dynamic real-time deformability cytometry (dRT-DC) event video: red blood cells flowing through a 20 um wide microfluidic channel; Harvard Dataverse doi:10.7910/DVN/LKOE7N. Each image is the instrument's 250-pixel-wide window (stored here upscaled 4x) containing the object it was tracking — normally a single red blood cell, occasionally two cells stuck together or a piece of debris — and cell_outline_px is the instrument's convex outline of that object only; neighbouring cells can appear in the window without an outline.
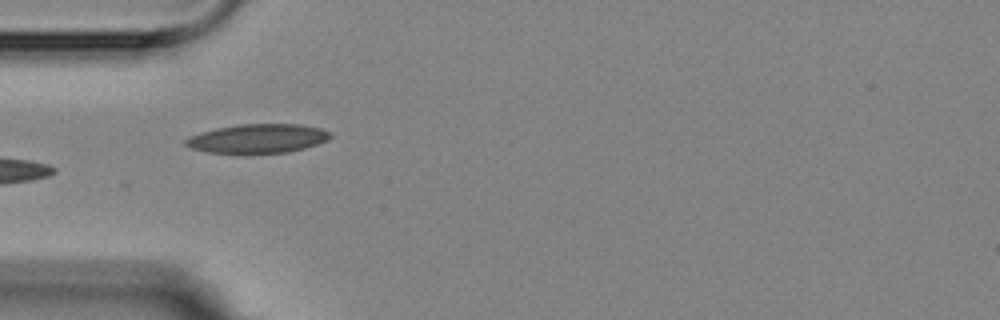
{"species": "Egyptian fruit bat (a non-hibernating species)", "species_latin": "Rousettus aegyptiacus", "temperature_condition": "room temperature", "stored_images_in_passage": 6, "camera_frame_rate_fps": 3000, "um_per_image_px": 0.085, "animal": {"sex": "female"}, "frame": {"image": 1, "passage_image": 4, "time_ms": 4.333, "image_size_px": [1000, 320], "cell_outline_px": [[332, 136], [328, 140], [304, 148], [288, 152], [252, 156], [248, 156], [208, 152], [188, 148], [184, 144], [184, 140], [188, 136], [200, 132], [216, 128], [236, 124], [300, 124], [320, 128], [332, 132]], "centroid_in_image_um": [21.85, 11.81], "position_along_channel_um": 63.1, "area_um2": 25.61}}
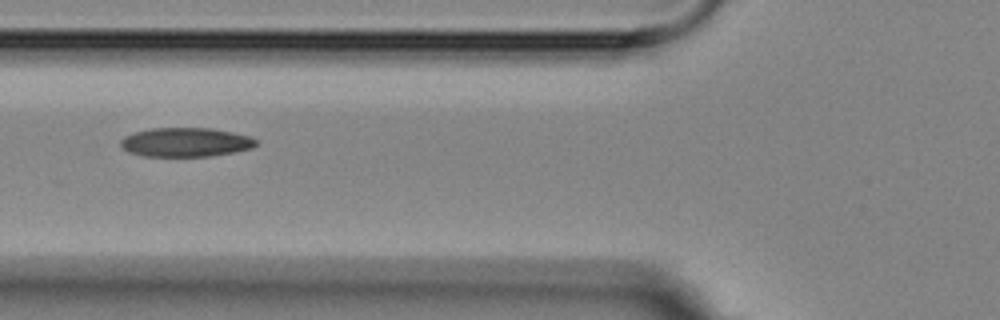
{"frame": {"image": 2, "passage_image": 5, "time_ms": 5.667, "image_size_px": [1000, 320], "cell_outline_px": [[260, 144], [252, 148], [232, 152], [208, 156], [144, 156], [128, 152], [120, 144], [120, 140], [124, 136], [136, 132], [152, 128], [212, 128], [252, 136]], "centroid_in_image_um": [15.81, 12.08], "position_along_channel_um": 110.0, "area_um2": 22.95}}
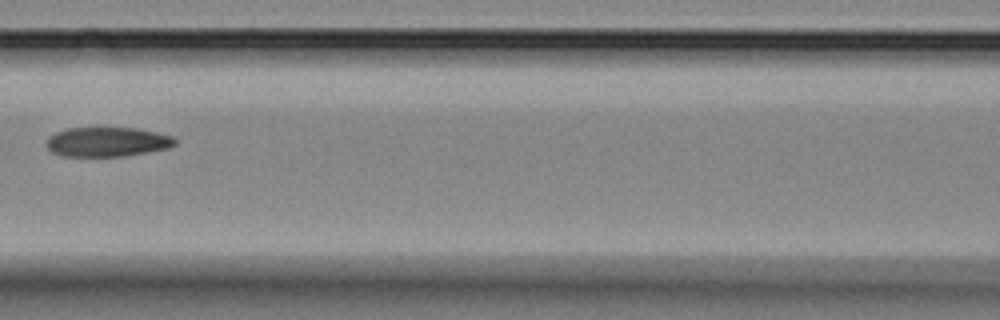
{"frame": {"image": 3, "passage_image": 6, "time_ms": 7.0, "image_size_px": [1000, 320], "cell_outline_px": [[176, 144], [168, 148], [124, 156], [60, 156], [52, 152], [44, 144], [48, 136], [56, 132], [68, 128], [136, 128], [156, 132], [172, 136], [176, 140]], "centroid_in_image_um": [9.07, 12.06], "position_along_channel_um": 157.5, "area_um2": 22.14}}